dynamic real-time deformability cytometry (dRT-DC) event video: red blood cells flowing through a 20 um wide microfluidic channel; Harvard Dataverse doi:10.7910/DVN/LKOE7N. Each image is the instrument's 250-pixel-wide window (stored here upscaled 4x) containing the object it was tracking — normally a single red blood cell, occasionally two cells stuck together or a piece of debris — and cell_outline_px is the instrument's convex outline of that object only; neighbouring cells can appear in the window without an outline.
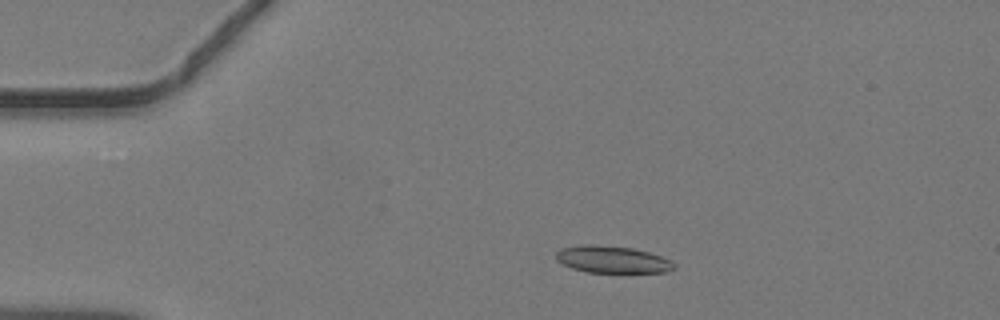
{"species": "common noctule bat (a hibernating species)", "species_latin": "Nyctalus noctula", "temperature_condition": "warm", "stored_images_in_passage": 43, "camera_frame_rate_fps": 3000, "um_per_image_px": 0.085, "animal": {"sex": "male", "body_mass_g": 19.2, "forearm_length_mm": 51.8}, "frame": {"image": 1, "passage_image": 7, "time_ms": 2.0, "image_size_px": [1000, 320], "cell_outline_px": [[676, 268], [668, 272], [588, 272], [572, 268], [556, 260], [556, 252], [560, 248], [588, 244], [592, 244], [632, 248], [648, 252], [672, 260], [676, 264]], "centroid_in_image_um": [52.07, 22.06], "position_along_channel_um": 32.9, "area_um2": 18.55}}
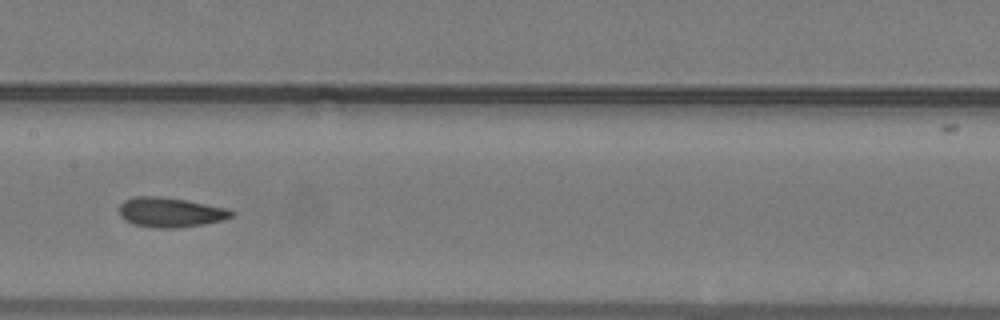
{"frame": {"image": 2, "passage_image": 21, "time_ms": 6.667, "image_size_px": [1000, 320], "cell_outline_px": [[236, 212], [232, 216], [224, 220], [204, 224], [172, 228], [156, 228], [136, 224], [124, 220], [120, 216], [120, 204], [124, 200], [136, 196], [160, 196], [184, 200], [228, 208]], "centroid_in_image_um": [14.5, 18.04], "position_along_channel_um": 192.9, "area_um2": 19.36}}
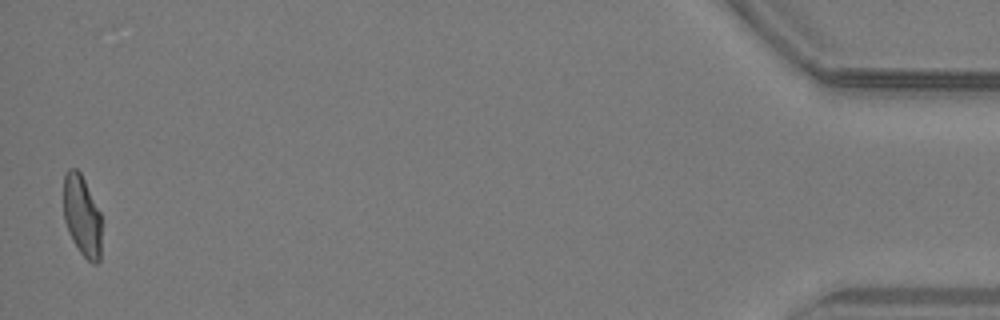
{"frame": {"image": 3, "passage_image": 43, "time_ms": 14.0, "image_size_px": [1000, 320], "cell_outline_px": [[100, 260], [96, 264], [92, 264], [80, 252], [72, 240], [68, 232], [64, 220], [64, 172], [68, 168], [76, 168], [80, 172], [100, 212]], "centroid_in_image_um": [6.95, 18.34], "position_along_channel_um": 428.2, "area_um2": 17.86}}